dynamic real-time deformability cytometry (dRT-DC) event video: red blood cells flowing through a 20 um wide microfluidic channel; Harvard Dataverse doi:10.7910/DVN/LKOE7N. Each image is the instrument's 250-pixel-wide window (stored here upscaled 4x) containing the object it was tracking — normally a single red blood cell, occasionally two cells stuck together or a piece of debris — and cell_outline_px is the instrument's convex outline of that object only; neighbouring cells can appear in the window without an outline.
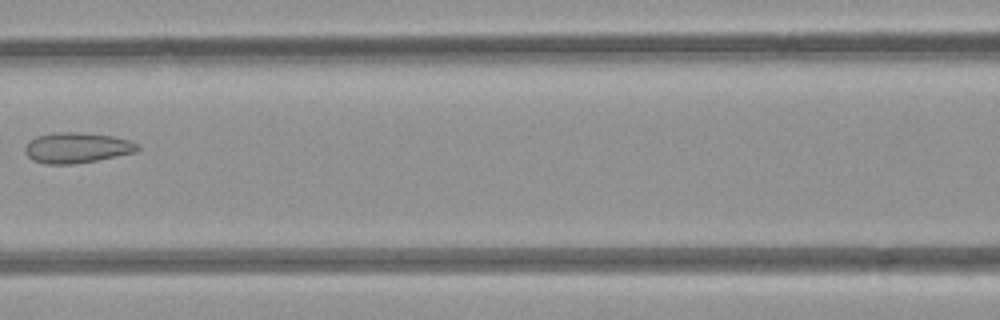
{"species": "common noctule bat (a hibernating species)", "species_latin": "Nyctalus noctula", "temperature_condition": "room temperature", "stored_images_in_passage": 8, "camera_frame_rate_fps": 3000, "um_per_image_px": 0.085, "animal": {"sex": "female", "body_mass_g": 21.9}, "frame": {"image": 1, "passage_image": 7, "time_ms": 7.667, "image_size_px": [1000, 320], "cell_outline_px": [[140, 148], [136, 152], [96, 160], [72, 164], [44, 164], [32, 160], [24, 152], [24, 148], [28, 140], [36, 136], [52, 132], [80, 132], [112, 136], [128, 140], [140, 144]], "centroid_in_image_um": [6.49, 12.55], "position_along_channel_um": 160.1, "area_um2": 20.17}}
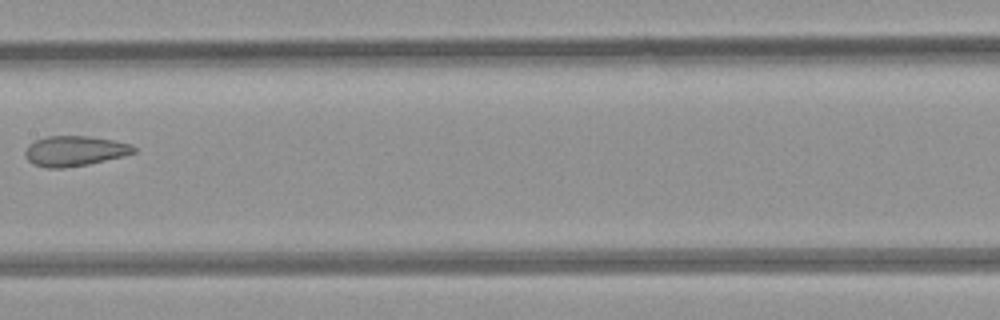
{"frame": {"image": 2, "passage_image": 8, "time_ms": 8.667, "image_size_px": [1000, 320], "cell_outline_px": [[136, 152], [124, 156], [88, 164], [64, 168], [48, 168], [32, 164], [24, 156], [24, 152], [28, 144], [36, 140], [48, 136], [88, 136], [112, 140], [132, 144], [136, 148]], "centroid_in_image_um": [6.33, 12.84], "position_along_channel_um": 201.1, "area_um2": 19.19}}